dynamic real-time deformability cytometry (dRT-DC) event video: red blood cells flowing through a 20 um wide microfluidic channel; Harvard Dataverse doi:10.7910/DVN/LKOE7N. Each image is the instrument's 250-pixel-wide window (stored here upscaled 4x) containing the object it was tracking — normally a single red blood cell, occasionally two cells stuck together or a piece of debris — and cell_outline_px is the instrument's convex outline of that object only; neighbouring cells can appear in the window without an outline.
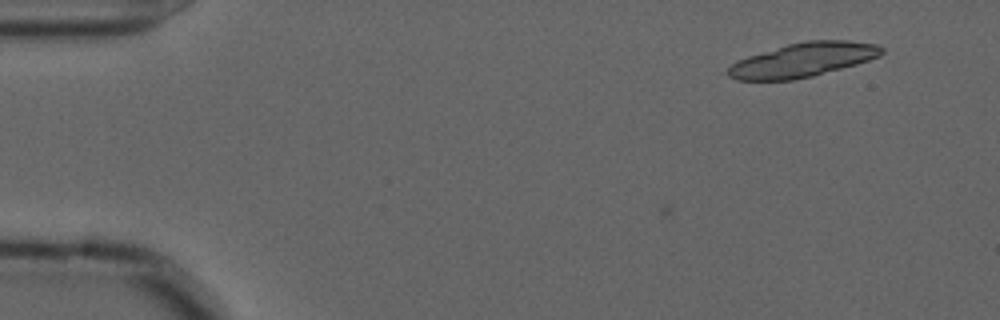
{"species": "common noctule bat (a hibernating species)", "species_latin": "Nyctalus noctula", "temperature_condition": "cold", "stored_images_in_passage": 2, "camera_frame_rate_fps": 3000, "um_per_image_px": 0.085, "animal": {"sex": "male", "forearm_length_mm": 52.5}, "frame": {"image": 1, "passage_image": 2, "time_ms": 0.333, "image_size_px": [1000, 320], "cell_outline_px": [[884, 52], [880, 56], [856, 64], [812, 76], [792, 80], [736, 80], [728, 76], [724, 72], [732, 64], [748, 56], [788, 44], [804, 40], [848, 40], [876, 44], [884, 48]], "centroid_in_image_um": [68.25, 5.09], "position_along_channel_um": 16.8, "area_um2": 30.46}}